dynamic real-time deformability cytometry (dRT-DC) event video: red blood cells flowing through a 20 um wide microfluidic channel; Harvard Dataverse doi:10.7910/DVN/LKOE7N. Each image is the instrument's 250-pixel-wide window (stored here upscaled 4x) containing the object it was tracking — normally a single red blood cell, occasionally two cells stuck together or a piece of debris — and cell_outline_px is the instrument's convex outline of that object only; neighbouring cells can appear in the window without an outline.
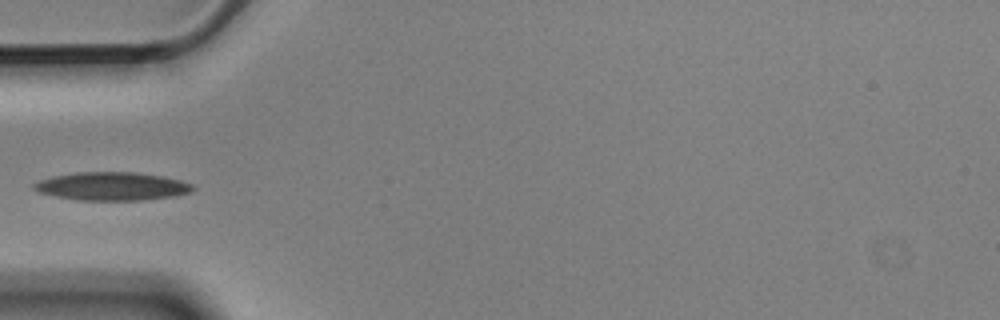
{"species": "Egyptian fruit bat (a non-hibernating species)", "species_latin": "Rousettus aegyptiacus", "temperature_condition": "cold", "stored_images_in_passage": 6, "camera_frame_rate_fps": 3000, "um_per_image_px": 0.085, "animal": {"sex": "male"}, "frame": {"image": 1, "passage_image": 4, "time_ms": 1.0, "image_size_px": [1000, 320], "cell_outline_px": [[196, 188], [192, 192], [176, 196], [144, 200], [76, 200], [56, 196], [40, 192], [32, 188], [32, 184], [40, 180], [52, 176], [76, 172], [136, 172], [164, 176], [180, 180], [192, 184]], "centroid_in_image_um": [9.55, 15.83], "position_along_channel_um": 75.4, "area_um2": 26.36}}
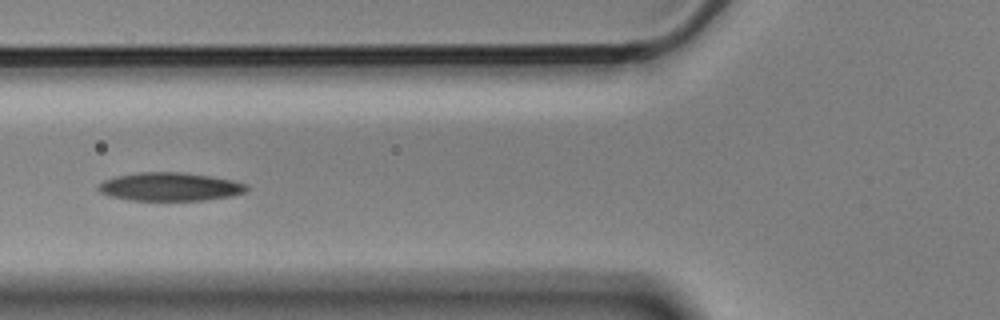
{"frame": {"image": 2, "passage_image": 5, "time_ms": 1.333, "image_size_px": [1000, 320], "cell_outline_px": [[248, 192], [232, 196], [204, 200], [128, 200], [108, 196], [100, 192], [96, 188], [104, 180], [116, 176], [140, 172], [180, 172], [208, 176], [232, 180], [248, 184]], "centroid_in_image_um": [14.45, 15.88], "position_along_channel_um": 111.3, "area_um2": 24.57}}
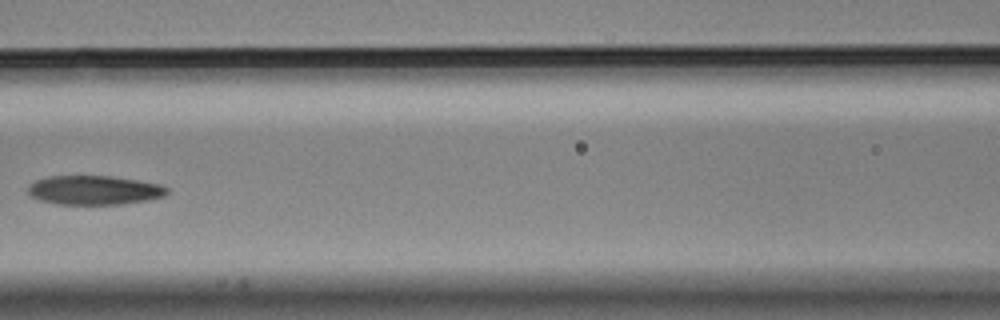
{"frame": {"image": 3, "passage_image": 6, "time_ms": 1.667, "image_size_px": [1000, 320], "cell_outline_px": [[168, 192], [164, 196], [148, 200], [120, 204], [56, 204], [40, 200], [32, 196], [28, 192], [28, 184], [36, 180], [48, 176], [112, 176], [136, 180], [156, 184], [168, 188]], "centroid_in_image_um": [7.97, 16.16], "position_along_channel_um": 158.6, "area_um2": 23.47}}